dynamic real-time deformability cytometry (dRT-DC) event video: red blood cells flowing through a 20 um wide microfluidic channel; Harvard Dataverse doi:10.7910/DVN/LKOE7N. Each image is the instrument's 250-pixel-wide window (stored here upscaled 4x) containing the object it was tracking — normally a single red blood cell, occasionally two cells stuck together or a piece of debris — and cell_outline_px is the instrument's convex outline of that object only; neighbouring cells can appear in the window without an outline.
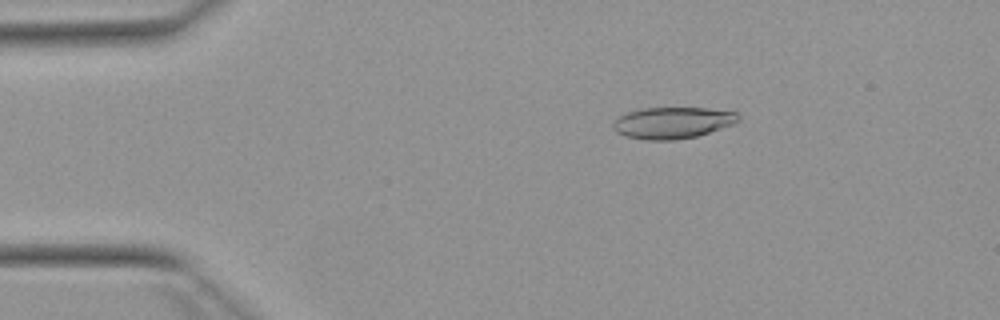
{"species": "Egyptian fruit bat (a non-hibernating species)", "species_latin": "Rousettus aegyptiacus", "temperature_condition": "warm", "stored_images_in_passage": 52, "camera_frame_rate_fps": 3000, "um_per_image_px": 0.085, "animal": {"sex": "female"}, "frame": {"image": 1, "passage_image": 9, "time_ms": 2.667, "image_size_px": [1000, 320], "cell_outline_px": [[740, 120], [736, 124], [696, 136], [676, 140], [648, 140], [624, 136], [616, 132], [612, 128], [612, 124], [620, 116], [628, 112], [640, 108], [708, 108], [736, 112], [740, 116]], "centroid_in_image_um": [57.19, 10.43], "position_along_channel_um": 27.8, "area_um2": 23.12}}
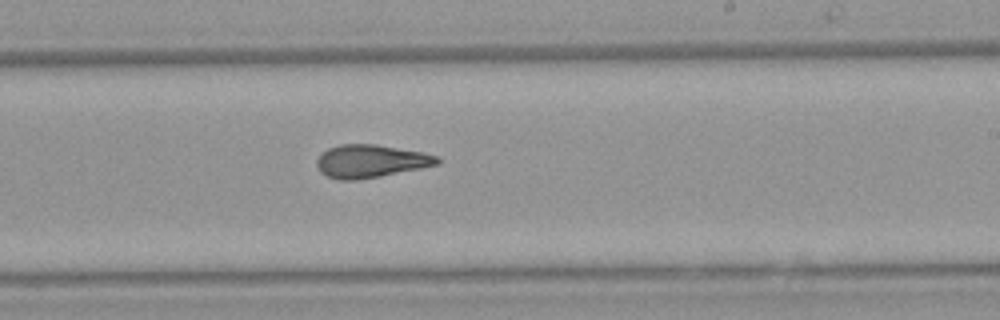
{"frame": {"image": 2, "passage_image": 31, "time_ms": 10.0, "image_size_px": [1000, 320], "cell_outline_px": [[440, 164], [380, 176], [356, 180], [340, 180], [328, 176], [320, 172], [316, 168], [316, 160], [328, 148], [340, 144], [376, 144], [424, 152], [440, 156]], "centroid_in_image_um": [31.52, 13.69], "position_along_channel_um": 257.5, "area_um2": 23.18}}
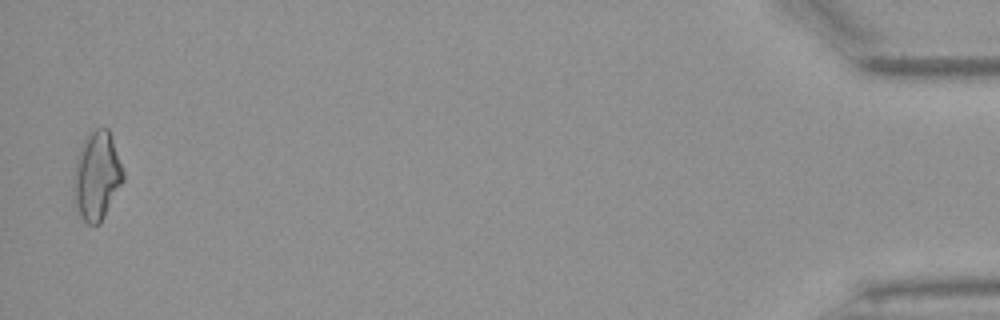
{"frame": {"image": 3, "passage_image": 51, "time_ms": 16.667, "image_size_px": [1000, 320], "cell_outline_px": [[124, 180], [100, 224], [88, 224], [80, 216], [72, 200], [72, 180], [76, 160], [84, 136], [92, 128], [108, 128], [124, 172]], "centroid_in_image_um": [8.19, 14.95], "position_along_channel_um": 427.0, "area_um2": 25.95}, "authors_computed_cell_mechanics": {"area_um2": 23.1489, "velocity_mm_per_s": 3.9334, "shape_relaxation_time_tau1_ms": null, "shape_relaxation_time_tau2_ms": 3.5752, "deformation_change_tau1": null, "deformation_change_tau2": 0.1235}}